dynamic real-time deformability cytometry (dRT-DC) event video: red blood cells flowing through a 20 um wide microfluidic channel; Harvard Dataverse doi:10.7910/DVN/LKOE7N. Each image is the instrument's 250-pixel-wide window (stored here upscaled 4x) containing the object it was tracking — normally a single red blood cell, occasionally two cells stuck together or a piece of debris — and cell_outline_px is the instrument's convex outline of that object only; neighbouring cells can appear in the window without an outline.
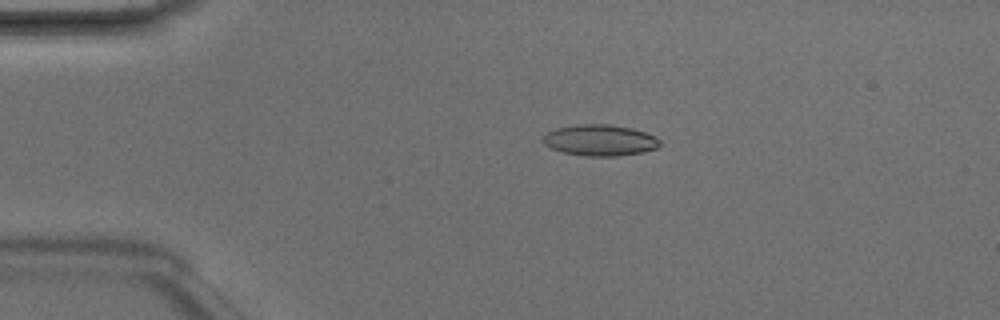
{"species": "Egyptian fruit bat (a non-hibernating species)", "species_latin": "Rousettus aegyptiacus", "temperature_condition": "room temperature", "stored_images_in_passage": 4, "camera_frame_rate_fps": 3000, "um_per_image_px": 0.085, "animal": {"sex": "male"}, "frame": {"image": 1, "passage_image": 3, "time_ms": 0.667, "image_size_px": [1000, 320], "cell_outline_px": [[660, 144], [656, 148], [644, 152], [620, 156], [588, 156], [564, 152], [552, 148], [544, 144], [540, 140], [548, 132], [556, 128], [576, 124], [608, 124], [632, 128], [656, 136], [660, 140]], "centroid_in_image_um": [51.0, 11.91], "position_along_channel_um": 34.0, "area_um2": 21.27}}